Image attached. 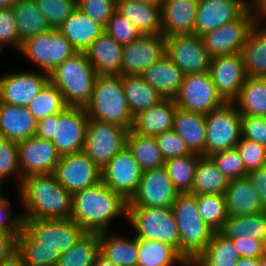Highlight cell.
<instances>
[{
  "label": "cell",
  "mask_w": 266,
  "mask_h": 266,
  "mask_svg": "<svg viewBox=\"0 0 266 266\" xmlns=\"http://www.w3.org/2000/svg\"><path fill=\"white\" fill-rule=\"evenodd\" d=\"M261 266H266V257H261Z\"/></svg>",
  "instance_id": "89a4df30"
},
{
  "label": "cell",
  "mask_w": 266,
  "mask_h": 266,
  "mask_svg": "<svg viewBox=\"0 0 266 266\" xmlns=\"http://www.w3.org/2000/svg\"><path fill=\"white\" fill-rule=\"evenodd\" d=\"M174 101L180 109L204 115L225 104L209 72L184 75Z\"/></svg>",
  "instance_id": "8fae6325"
},
{
  "label": "cell",
  "mask_w": 266,
  "mask_h": 266,
  "mask_svg": "<svg viewBox=\"0 0 266 266\" xmlns=\"http://www.w3.org/2000/svg\"><path fill=\"white\" fill-rule=\"evenodd\" d=\"M236 250L240 254V258H261L264 255V241L256 238L239 237L232 239Z\"/></svg>",
  "instance_id": "6f0895ef"
},
{
  "label": "cell",
  "mask_w": 266,
  "mask_h": 266,
  "mask_svg": "<svg viewBox=\"0 0 266 266\" xmlns=\"http://www.w3.org/2000/svg\"><path fill=\"white\" fill-rule=\"evenodd\" d=\"M19 233H8L0 230V262L16 251V239Z\"/></svg>",
  "instance_id": "94428289"
},
{
  "label": "cell",
  "mask_w": 266,
  "mask_h": 266,
  "mask_svg": "<svg viewBox=\"0 0 266 266\" xmlns=\"http://www.w3.org/2000/svg\"><path fill=\"white\" fill-rule=\"evenodd\" d=\"M122 82L133 117L165 99L155 88L145 82L141 75H123Z\"/></svg>",
  "instance_id": "836d02e7"
},
{
  "label": "cell",
  "mask_w": 266,
  "mask_h": 266,
  "mask_svg": "<svg viewBox=\"0 0 266 266\" xmlns=\"http://www.w3.org/2000/svg\"><path fill=\"white\" fill-rule=\"evenodd\" d=\"M126 147L143 171L164 166L165 159L157 146L154 136L137 134L130 130L127 136Z\"/></svg>",
  "instance_id": "60d3db41"
},
{
  "label": "cell",
  "mask_w": 266,
  "mask_h": 266,
  "mask_svg": "<svg viewBox=\"0 0 266 266\" xmlns=\"http://www.w3.org/2000/svg\"><path fill=\"white\" fill-rule=\"evenodd\" d=\"M51 29H58L78 8L77 0H34Z\"/></svg>",
  "instance_id": "7dc6e473"
},
{
  "label": "cell",
  "mask_w": 266,
  "mask_h": 266,
  "mask_svg": "<svg viewBox=\"0 0 266 266\" xmlns=\"http://www.w3.org/2000/svg\"><path fill=\"white\" fill-rule=\"evenodd\" d=\"M60 185L72 195L101 182V170L82 151L62 156L53 172Z\"/></svg>",
  "instance_id": "e0dca14e"
},
{
  "label": "cell",
  "mask_w": 266,
  "mask_h": 266,
  "mask_svg": "<svg viewBox=\"0 0 266 266\" xmlns=\"http://www.w3.org/2000/svg\"><path fill=\"white\" fill-rule=\"evenodd\" d=\"M99 254V233L87 232L73 247L60 254L57 266H93Z\"/></svg>",
  "instance_id": "ee69618b"
},
{
  "label": "cell",
  "mask_w": 266,
  "mask_h": 266,
  "mask_svg": "<svg viewBox=\"0 0 266 266\" xmlns=\"http://www.w3.org/2000/svg\"><path fill=\"white\" fill-rule=\"evenodd\" d=\"M141 1L161 8L164 0H141Z\"/></svg>",
  "instance_id": "a7ac6f4b"
},
{
  "label": "cell",
  "mask_w": 266,
  "mask_h": 266,
  "mask_svg": "<svg viewBox=\"0 0 266 266\" xmlns=\"http://www.w3.org/2000/svg\"><path fill=\"white\" fill-rule=\"evenodd\" d=\"M228 239L249 237L266 240V212H258L250 215L228 217L219 231Z\"/></svg>",
  "instance_id": "b9f144b4"
},
{
  "label": "cell",
  "mask_w": 266,
  "mask_h": 266,
  "mask_svg": "<svg viewBox=\"0 0 266 266\" xmlns=\"http://www.w3.org/2000/svg\"><path fill=\"white\" fill-rule=\"evenodd\" d=\"M77 7L104 28L116 11V3L112 0H77Z\"/></svg>",
  "instance_id": "f5cc1de1"
},
{
  "label": "cell",
  "mask_w": 266,
  "mask_h": 266,
  "mask_svg": "<svg viewBox=\"0 0 266 266\" xmlns=\"http://www.w3.org/2000/svg\"><path fill=\"white\" fill-rule=\"evenodd\" d=\"M197 208L204 222L219 232L228 219L224 194L196 195Z\"/></svg>",
  "instance_id": "bcb514c9"
},
{
  "label": "cell",
  "mask_w": 266,
  "mask_h": 266,
  "mask_svg": "<svg viewBox=\"0 0 266 266\" xmlns=\"http://www.w3.org/2000/svg\"><path fill=\"white\" fill-rule=\"evenodd\" d=\"M230 179L219 171L209 156H201L196 164L192 194H224Z\"/></svg>",
  "instance_id": "d590c367"
},
{
  "label": "cell",
  "mask_w": 266,
  "mask_h": 266,
  "mask_svg": "<svg viewBox=\"0 0 266 266\" xmlns=\"http://www.w3.org/2000/svg\"><path fill=\"white\" fill-rule=\"evenodd\" d=\"M18 174V187L22 182L21 172L18 164V142L0 137V180Z\"/></svg>",
  "instance_id": "681fc988"
},
{
  "label": "cell",
  "mask_w": 266,
  "mask_h": 266,
  "mask_svg": "<svg viewBox=\"0 0 266 266\" xmlns=\"http://www.w3.org/2000/svg\"><path fill=\"white\" fill-rule=\"evenodd\" d=\"M16 251L22 256L26 266H57L60 253L48 246H39L24 228L16 239Z\"/></svg>",
  "instance_id": "ab89813d"
},
{
  "label": "cell",
  "mask_w": 266,
  "mask_h": 266,
  "mask_svg": "<svg viewBox=\"0 0 266 266\" xmlns=\"http://www.w3.org/2000/svg\"><path fill=\"white\" fill-rule=\"evenodd\" d=\"M233 104L241 115L266 117V78L247 77Z\"/></svg>",
  "instance_id": "8d00e7d4"
},
{
  "label": "cell",
  "mask_w": 266,
  "mask_h": 266,
  "mask_svg": "<svg viewBox=\"0 0 266 266\" xmlns=\"http://www.w3.org/2000/svg\"><path fill=\"white\" fill-rule=\"evenodd\" d=\"M1 186H3V185H2V180H0V197H2V196H3V194H2V193H3V191L1 190V189H3V188H2Z\"/></svg>",
  "instance_id": "2644e50d"
},
{
  "label": "cell",
  "mask_w": 266,
  "mask_h": 266,
  "mask_svg": "<svg viewBox=\"0 0 266 266\" xmlns=\"http://www.w3.org/2000/svg\"><path fill=\"white\" fill-rule=\"evenodd\" d=\"M65 107L66 104L61 92L51 81L45 85L27 106L37 122L47 116L60 113Z\"/></svg>",
  "instance_id": "f6af8a7d"
},
{
  "label": "cell",
  "mask_w": 266,
  "mask_h": 266,
  "mask_svg": "<svg viewBox=\"0 0 266 266\" xmlns=\"http://www.w3.org/2000/svg\"><path fill=\"white\" fill-rule=\"evenodd\" d=\"M0 266H26L22 256L17 252H13L8 258L0 262Z\"/></svg>",
  "instance_id": "be15d7a7"
},
{
  "label": "cell",
  "mask_w": 266,
  "mask_h": 266,
  "mask_svg": "<svg viewBox=\"0 0 266 266\" xmlns=\"http://www.w3.org/2000/svg\"><path fill=\"white\" fill-rule=\"evenodd\" d=\"M97 76L85 52H76L50 74V81L61 92L66 106L85 107Z\"/></svg>",
  "instance_id": "8992f818"
},
{
  "label": "cell",
  "mask_w": 266,
  "mask_h": 266,
  "mask_svg": "<svg viewBox=\"0 0 266 266\" xmlns=\"http://www.w3.org/2000/svg\"><path fill=\"white\" fill-rule=\"evenodd\" d=\"M116 11L133 23L141 35L162 34L161 8L141 0H120Z\"/></svg>",
  "instance_id": "f1b7e54d"
},
{
  "label": "cell",
  "mask_w": 266,
  "mask_h": 266,
  "mask_svg": "<svg viewBox=\"0 0 266 266\" xmlns=\"http://www.w3.org/2000/svg\"><path fill=\"white\" fill-rule=\"evenodd\" d=\"M10 202L3 195L0 197V230L8 233H20L23 228V216L10 218Z\"/></svg>",
  "instance_id": "680465c9"
},
{
  "label": "cell",
  "mask_w": 266,
  "mask_h": 266,
  "mask_svg": "<svg viewBox=\"0 0 266 266\" xmlns=\"http://www.w3.org/2000/svg\"><path fill=\"white\" fill-rule=\"evenodd\" d=\"M250 2H252L250 3V6L253 10V13L256 17L257 22L262 21L263 17L266 20V0H250Z\"/></svg>",
  "instance_id": "6125c7cd"
},
{
  "label": "cell",
  "mask_w": 266,
  "mask_h": 266,
  "mask_svg": "<svg viewBox=\"0 0 266 266\" xmlns=\"http://www.w3.org/2000/svg\"><path fill=\"white\" fill-rule=\"evenodd\" d=\"M239 258L233 241L215 232L205 250L190 266H236Z\"/></svg>",
  "instance_id": "f35d334b"
},
{
  "label": "cell",
  "mask_w": 266,
  "mask_h": 266,
  "mask_svg": "<svg viewBox=\"0 0 266 266\" xmlns=\"http://www.w3.org/2000/svg\"><path fill=\"white\" fill-rule=\"evenodd\" d=\"M241 138L266 147V117L241 115Z\"/></svg>",
  "instance_id": "9f6ffc18"
},
{
  "label": "cell",
  "mask_w": 266,
  "mask_h": 266,
  "mask_svg": "<svg viewBox=\"0 0 266 266\" xmlns=\"http://www.w3.org/2000/svg\"><path fill=\"white\" fill-rule=\"evenodd\" d=\"M23 220L71 219L72 194L56 180L53 173L34 174L22 179L18 188Z\"/></svg>",
  "instance_id": "6da1fadb"
},
{
  "label": "cell",
  "mask_w": 266,
  "mask_h": 266,
  "mask_svg": "<svg viewBox=\"0 0 266 266\" xmlns=\"http://www.w3.org/2000/svg\"><path fill=\"white\" fill-rule=\"evenodd\" d=\"M180 239V254L191 264L206 248L215 231L202 219L196 194L179 193L171 206Z\"/></svg>",
  "instance_id": "5b68a950"
},
{
  "label": "cell",
  "mask_w": 266,
  "mask_h": 266,
  "mask_svg": "<svg viewBox=\"0 0 266 266\" xmlns=\"http://www.w3.org/2000/svg\"><path fill=\"white\" fill-rule=\"evenodd\" d=\"M224 198L228 217L263 212L258 192L248 176L232 179Z\"/></svg>",
  "instance_id": "cb8c5ba5"
},
{
  "label": "cell",
  "mask_w": 266,
  "mask_h": 266,
  "mask_svg": "<svg viewBox=\"0 0 266 266\" xmlns=\"http://www.w3.org/2000/svg\"><path fill=\"white\" fill-rule=\"evenodd\" d=\"M202 155L192 153L168 159L164 167L173 186L179 193H191L196 171V164Z\"/></svg>",
  "instance_id": "7bdbcfd3"
},
{
  "label": "cell",
  "mask_w": 266,
  "mask_h": 266,
  "mask_svg": "<svg viewBox=\"0 0 266 266\" xmlns=\"http://www.w3.org/2000/svg\"><path fill=\"white\" fill-rule=\"evenodd\" d=\"M198 0H164L161 28L164 37L194 34Z\"/></svg>",
  "instance_id": "603a6c76"
},
{
  "label": "cell",
  "mask_w": 266,
  "mask_h": 266,
  "mask_svg": "<svg viewBox=\"0 0 266 266\" xmlns=\"http://www.w3.org/2000/svg\"><path fill=\"white\" fill-rule=\"evenodd\" d=\"M178 194L164 166L144 170L138 189L128 201V206L169 208Z\"/></svg>",
  "instance_id": "9a60e30c"
},
{
  "label": "cell",
  "mask_w": 266,
  "mask_h": 266,
  "mask_svg": "<svg viewBox=\"0 0 266 266\" xmlns=\"http://www.w3.org/2000/svg\"><path fill=\"white\" fill-rule=\"evenodd\" d=\"M236 266H261V258H239Z\"/></svg>",
  "instance_id": "e7e4bbea"
},
{
  "label": "cell",
  "mask_w": 266,
  "mask_h": 266,
  "mask_svg": "<svg viewBox=\"0 0 266 266\" xmlns=\"http://www.w3.org/2000/svg\"><path fill=\"white\" fill-rule=\"evenodd\" d=\"M19 52L39 66L43 72L51 74L77 50L58 29H50L25 40Z\"/></svg>",
  "instance_id": "ba28073f"
},
{
  "label": "cell",
  "mask_w": 266,
  "mask_h": 266,
  "mask_svg": "<svg viewBox=\"0 0 266 266\" xmlns=\"http://www.w3.org/2000/svg\"><path fill=\"white\" fill-rule=\"evenodd\" d=\"M263 23L266 22L256 23L242 48L247 77L266 78V25Z\"/></svg>",
  "instance_id": "d6a6232c"
},
{
  "label": "cell",
  "mask_w": 266,
  "mask_h": 266,
  "mask_svg": "<svg viewBox=\"0 0 266 266\" xmlns=\"http://www.w3.org/2000/svg\"><path fill=\"white\" fill-rule=\"evenodd\" d=\"M122 52L123 45L105 32L85 50L98 75H121Z\"/></svg>",
  "instance_id": "d4e9b609"
},
{
  "label": "cell",
  "mask_w": 266,
  "mask_h": 266,
  "mask_svg": "<svg viewBox=\"0 0 266 266\" xmlns=\"http://www.w3.org/2000/svg\"><path fill=\"white\" fill-rule=\"evenodd\" d=\"M165 55V37L162 34L141 35L137 40L123 45L121 75H142Z\"/></svg>",
  "instance_id": "d6986e66"
},
{
  "label": "cell",
  "mask_w": 266,
  "mask_h": 266,
  "mask_svg": "<svg viewBox=\"0 0 266 266\" xmlns=\"http://www.w3.org/2000/svg\"><path fill=\"white\" fill-rule=\"evenodd\" d=\"M247 0H198L194 34L201 37L237 19L249 6Z\"/></svg>",
  "instance_id": "7402d4cb"
},
{
  "label": "cell",
  "mask_w": 266,
  "mask_h": 266,
  "mask_svg": "<svg viewBox=\"0 0 266 266\" xmlns=\"http://www.w3.org/2000/svg\"><path fill=\"white\" fill-rule=\"evenodd\" d=\"M256 23V17L249 6L237 19L204 34L201 38L211 57L241 53Z\"/></svg>",
  "instance_id": "7c38bea8"
},
{
  "label": "cell",
  "mask_w": 266,
  "mask_h": 266,
  "mask_svg": "<svg viewBox=\"0 0 266 266\" xmlns=\"http://www.w3.org/2000/svg\"><path fill=\"white\" fill-rule=\"evenodd\" d=\"M143 170L127 147L101 169V182L127 201L136 193Z\"/></svg>",
  "instance_id": "2e32d148"
},
{
  "label": "cell",
  "mask_w": 266,
  "mask_h": 266,
  "mask_svg": "<svg viewBox=\"0 0 266 266\" xmlns=\"http://www.w3.org/2000/svg\"><path fill=\"white\" fill-rule=\"evenodd\" d=\"M258 192L262 211L266 212V166L248 172L247 175Z\"/></svg>",
  "instance_id": "91938a15"
},
{
  "label": "cell",
  "mask_w": 266,
  "mask_h": 266,
  "mask_svg": "<svg viewBox=\"0 0 266 266\" xmlns=\"http://www.w3.org/2000/svg\"><path fill=\"white\" fill-rule=\"evenodd\" d=\"M263 257H266V240L264 241V255Z\"/></svg>",
  "instance_id": "8c879c8a"
},
{
  "label": "cell",
  "mask_w": 266,
  "mask_h": 266,
  "mask_svg": "<svg viewBox=\"0 0 266 266\" xmlns=\"http://www.w3.org/2000/svg\"><path fill=\"white\" fill-rule=\"evenodd\" d=\"M209 73L218 95L225 103H233L247 78L242 54L212 57Z\"/></svg>",
  "instance_id": "ac0fdd59"
},
{
  "label": "cell",
  "mask_w": 266,
  "mask_h": 266,
  "mask_svg": "<svg viewBox=\"0 0 266 266\" xmlns=\"http://www.w3.org/2000/svg\"><path fill=\"white\" fill-rule=\"evenodd\" d=\"M93 266H117L112 261L106 259L103 255L99 254L96 257L95 263Z\"/></svg>",
  "instance_id": "03108f58"
},
{
  "label": "cell",
  "mask_w": 266,
  "mask_h": 266,
  "mask_svg": "<svg viewBox=\"0 0 266 266\" xmlns=\"http://www.w3.org/2000/svg\"><path fill=\"white\" fill-rule=\"evenodd\" d=\"M236 149L241 155L245 169L249 172L266 166V147L245 138H241Z\"/></svg>",
  "instance_id": "816d5d0a"
},
{
  "label": "cell",
  "mask_w": 266,
  "mask_h": 266,
  "mask_svg": "<svg viewBox=\"0 0 266 266\" xmlns=\"http://www.w3.org/2000/svg\"><path fill=\"white\" fill-rule=\"evenodd\" d=\"M154 137L165 161L179 156L192 154L184 140L173 129Z\"/></svg>",
  "instance_id": "db71d44e"
},
{
  "label": "cell",
  "mask_w": 266,
  "mask_h": 266,
  "mask_svg": "<svg viewBox=\"0 0 266 266\" xmlns=\"http://www.w3.org/2000/svg\"><path fill=\"white\" fill-rule=\"evenodd\" d=\"M50 81L46 72L23 71L0 76V102L27 107Z\"/></svg>",
  "instance_id": "44dd1931"
},
{
  "label": "cell",
  "mask_w": 266,
  "mask_h": 266,
  "mask_svg": "<svg viewBox=\"0 0 266 266\" xmlns=\"http://www.w3.org/2000/svg\"><path fill=\"white\" fill-rule=\"evenodd\" d=\"M77 52L85 50L105 32V28L93 21L78 8L58 28Z\"/></svg>",
  "instance_id": "83f0119b"
},
{
  "label": "cell",
  "mask_w": 266,
  "mask_h": 266,
  "mask_svg": "<svg viewBox=\"0 0 266 266\" xmlns=\"http://www.w3.org/2000/svg\"><path fill=\"white\" fill-rule=\"evenodd\" d=\"M88 120L85 107L66 106L60 113L38 121L34 136L52 141L61 157L82 152Z\"/></svg>",
  "instance_id": "3957f363"
},
{
  "label": "cell",
  "mask_w": 266,
  "mask_h": 266,
  "mask_svg": "<svg viewBox=\"0 0 266 266\" xmlns=\"http://www.w3.org/2000/svg\"><path fill=\"white\" fill-rule=\"evenodd\" d=\"M11 8L15 16L19 40L22 43L28 38L51 29L34 0H17Z\"/></svg>",
  "instance_id": "e575fe53"
},
{
  "label": "cell",
  "mask_w": 266,
  "mask_h": 266,
  "mask_svg": "<svg viewBox=\"0 0 266 266\" xmlns=\"http://www.w3.org/2000/svg\"><path fill=\"white\" fill-rule=\"evenodd\" d=\"M166 56L186 74L209 72L211 56L196 34L165 37Z\"/></svg>",
  "instance_id": "5bb4252c"
},
{
  "label": "cell",
  "mask_w": 266,
  "mask_h": 266,
  "mask_svg": "<svg viewBox=\"0 0 266 266\" xmlns=\"http://www.w3.org/2000/svg\"><path fill=\"white\" fill-rule=\"evenodd\" d=\"M129 131L117 124L89 119L83 152L101 170L126 147Z\"/></svg>",
  "instance_id": "9c48e42d"
},
{
  "label": "cell",
  "mask_w": 266,
  "mask_h": 266,
  "mask_svg": "<svg viewBox=\"0 0 266 266\" xmlns=\"http://www.w3.org/2000/svg\"><path fill=\"white\" fill-rule=\"evenodd\" d=\"M105 33L121 45L129 44L141 36L137 27L117 11L109 19Z\"/></svg>",
  "instance_id": "f907efd6"
},
{
  "label": "cell",
  "mask_w": 266,
  "mask_h": 266,
  "mask_svg": "<svg viewBox=\"0 0 266 266\" xmlns=\"http://www.w3.org/2000/svg\"><path fill=\"white\" fill-rule=\"evenodd\" d=\"M72 199L71 219L88 233L108 232L120 214L127 219L128 201L102 182L75 192Z\"/></svg>",
  "instance_id": "7a4b0ae2"
},
{
  "label": "cell",
  "mask_w": 266,
  "mask_h": 266,
  "mask_svg": "<svg viewBox=\"0 0 266 266\" xmlns=\"http://www.w3.org/2000/svg\"><path fill=\"white\" fill-rule=\"evenodd\" d=\"M176 108L174 99H164L159 104L134 116L131 130L146 136H156L171 130Z\"/></svg>",
  "instance_id": "484cf974"
},
{
  "label": "cell",
  "mask_w": 266,
  "mask_h": 266,
  "mask_svg": "<svg viewBox=\"0 0 266 266\" xmlns=\"http://www.w3.org/2000/svg\"><path fill=\"white\" fill-rule=\"evenodd\" d=\"M23 228L39 246L57 249L60 254L73 247L87 232L72 219L23 220Z\"/></svg>",
  "instance_id": "4fadbf2b"
},
{
  "label": "cell",
  "mask_w": 266,
  "mask_h": 266,
  "mask_svg": "<svg viewBox=\"0 0 266 266\" xmlns=\"http://www.w3.org/2000/svg\"><path fill=\"white\" fill-rule=\"evenodd\" d=\"M173 130L184 140L192 153L205 156L206 116L176 108Z\"/></svg>",
  "instance_id": "f546056e"
},
{
  "label": "cell",
  "mask_w": 266,
  "mask_h": 266,
  "mask_svg": "<svg viewBox=\"0 0 266 266\" xmlns=\"http://www.w3.org/2000/svg\"><path fill=\"white\" fill-rule=\"evenodd\" d=\"M141 76L165 99H174L180 90L184 74L165 55L146 69Z\"/></svg>",
  "instance_id": "4dcf8cb0"
},
{
  "label": "cell",
  "mask_w": 266,
  "mask_h": 266,
  "mask_svg": "<svg viewBox=\"0 0 266 266\" xmlns=\"http://www.w3.org/2000/svg\"><path fill=\"white\" fill-rule=\"evenodd\" d=\"M89 119L132 129V116L125 97L122 75H98L91 100L85 106Z\"/></svg>",
  "instance_id": "277c9868"
},
{
  "label": "cell",
  "mask_w": 266,
  "mask_h": 266,
  "mask_svg": "<svg viewBox=\"0 0 266 266\" xmlns=\"http://www.w3.org/2000/svg\"><path fill=\"white\" fill-rule=\"evenodd\" d=\"M220 172L230 180L248 175L240 153L236 148L219 151L209 155Z\"/></svg>",
  "instance_id": "c3c4849f"
},
{
  "label": "cell",
  "mask_w": 266,
  "mask_h": 266,
  "mask_svg": "<svg viewBox=\"0 0 266 266\" xmlns=\"http://www.w3.org/2000/svg\"><path fill=\"white\" fill-rule=\"evenodd\" d=\"M137 266H190V263L172 246L155 240L138 239Z\"/></svg>",
  "instance_id": "74e56055"
},
{
  "label": "cell",
  "mask_w": 266,
  "mask_h": 266,
  "mask_svg": "<svg viewBox=\"0 0 266 266\" xmlns=\"http://www.w3.org/2000/svg\"><path fill=\"white\" fill-rule=\"evenodd\" d=\"M36 123L27 107L0 102V137L16 142L26 140L35 135Z\"/></svg>",
  "instance_id": "4316f807"
},
{
  "label": "cell",
  "mask_w": 266,
  "mask_h": 266,
  "mask_svg": "<svg viewBox=\"0 0 266 266\" xmlns=\"http://www.w3.org/2000/svg\"><path fill=\"white\" fill-rule=\"evenodd\" d=\"M7 44L19 51L22 45L12 8L0 9V52Z\"/></svg>",
  "instance_id": "11a10c76"
},
{
  "label": "cell",
  "mask_w": 266,
  "mask_h": 266,
  "mask_svg": "<svg viewBox=\"0 0 266 266\" xmlns=\"http://www.w3.org/2000/svg\"><path fill=\"white\" fill-rule=\"evenodd\" d=\"M100 254L117 266H137L138 239H133L118 233H99Z\"/></svg>",
  "instance_id": "1f68e13d"
},
{
  "label": "cell",
  "mask_w": 266,
  "mask_h": 266,
  "mask_svg": "<svg viewBox=\"0 0 266 266\" xmlns=\"http://www.w3.org/2000/svg\"><path fill=\"white\" fill-rule=\"evenodd\" d=\"M127 220L136 231L137 239L166 243L180 253L179 232L171 207L128 206Z\"/></svg>",
  "instance_id": "52a82bcc"
},
{
  "label": "cell",
  "mask_w": 266,
  "mask_h": 266,
  "mask_svg": "<svg viewBox=\"0 0 266 266\" xmlns=\"http://www.w3.org/2000/svg\"><path fill=\"white\" fill-rule=\"evenodd\" d=\"M17 0H0V9L11 8Z\"/></svg>",
  "instance_id": "003e7915"
},
{
  "label": "cell",
  "mask_w": 266,
  "mask_h": 266,
  "mask_svg": "<svg viewBox=\"0 0 266 266\" xmlns=\"http://www.w3.org/2000/svg\"><path fill=\"white\" fill-rule=\"evenodd\" d=\"M60 159L61 155L52 141L33 136L18 142V164L22 178L53 173Z\"/></svg>",
  "instance_id": "ffe728a7"
},
{
  "label": "cell",
  "mask_w": 266,
  "mask_h": 266,
  "mask_svg": "<svg viewBox=\"0 0 266 266\" xmlns=\"http://www.w3.org/2000/svg\"><path fill=\"white\" fill-rule=\"evenodd\" d=\"M205 156L236 148L241 139V114L233 103L206 115Z\"/></svg>",
  "instance_id": "30bf717a"
}]
</instances>
